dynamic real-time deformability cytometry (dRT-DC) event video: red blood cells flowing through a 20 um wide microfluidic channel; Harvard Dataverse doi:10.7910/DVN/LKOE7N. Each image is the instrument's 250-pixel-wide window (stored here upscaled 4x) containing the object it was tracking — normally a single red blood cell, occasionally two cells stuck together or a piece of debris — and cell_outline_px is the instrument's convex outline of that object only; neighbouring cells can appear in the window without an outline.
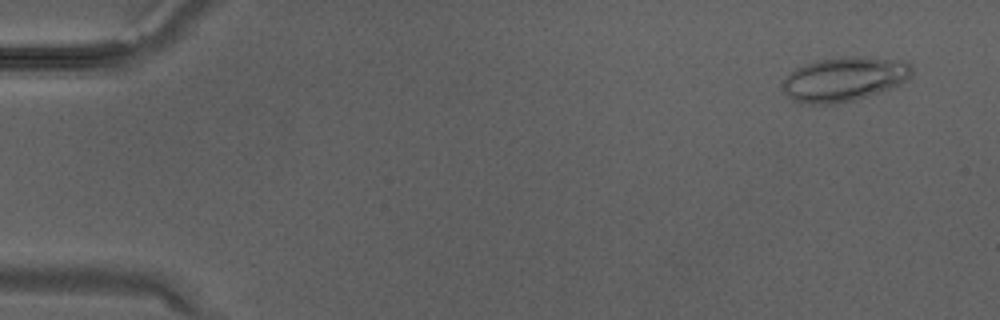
{"species": "Egyptian fruit bat (a non-hibernating species)", "species_latin": "Rousettus aegyptiacus", "temperature_condition": "warm", "stored_images_in_passage": 11, "camera_frame_rate_fps": 3000, "um_per_image_px": 0.085, "animal": {"sex": "male"}, "frame": {"image": 1, "passage_image": 2, "time_ms": 0.333, "image_size_px": [1000, 320], "cell_outline_px": [[912, 76], [908, 80], [900, 84], [852, 100], [836, 104], [800, 104], [792, 100], [780, 88], [780, 84], [792, 72], [816, 60], [844, 56], [856, 56], [904, 60], [912, 68]], "centroid_in_image_um": [71.74, 6.72], "position_along_channel_um": 13.3, "area_um2": 33.18}}